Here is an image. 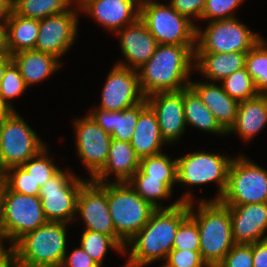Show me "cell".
<instances>
[{"mask_svg":"<svg viewBox=\"0 0 267 267\" xmlns=\"http://www.w3.org/2000/svg\"><path fill=\"white\" fill-rule=\"evenodd\" d=\"M188 216L187 202L170 209H156L144 227L126 243L124 255L128 254L129 258L123 267H146L157 260L165 262L179 225Z\"/></svg>","mask_w":267,"mask_h":267,"instance_id":"obj_1","label":"cell"},{"mask_svg":"<svg viewBox=\"0 0 267 267\" xmlns=\"http://www.w3.org/2000/svg\"><path fill=\"white\" fill-rule=\"evenodd\" d=\"M196 45H161L138 70L145 97L158 92H177L190 84Z\"/></svg>","mask_w":267,"mask_h":267,"instance_id":"obj_2","label":"cell"},{"mask_svg":"<svg viewBox=\"0 0 267 267\" xmlns=\"http://www.w3.org/2000/svg\"><path fill=\"white\" fill-rule=\"evenodd\" d=\"M189 203V215L196 221L200 253L209 267H216L235 245L229 207L220 201L198 199Z\"/></svg>","mask_w":267,"mask_h":267,"instance_id":"obj_3","label":"cell"},{"mask_svg":"<svg viewBox=\"0 0 267 267\" xmlns=\"http://www.w3.org/2000/svg\"><path fill=\"white\" fill-rule=\"evenodd\" d=\"M67 223L47 221L11 248L19 267H60L67 252Z\"/></svg>","mask_w":267,"mask_h":267,"instance_id":"obj_4","label":"cell"},{"mask_svg":"<svg viewBox=\"0 0 267 267\" xmlns=\"http://www.w3.org/2000/svg\"><path fill=\"white\" fill-rule=\"evenodd\" d=\"M107 203L117 233V243L123 249L156 210L138 195L128 182H108Z\"/></svg>","mask_w":267,"mask_h":267,"instance_id":"obj_5","label":"cell"},{"mask_svg":"<svg viewBox=\"0 0 267 267\" xmlns=\"http://www.w3.org/2000/svg\"><path fill=\"white\" fill-rule=\"evenodd\" d=\"M46 222L39 196L11 191L4 184L0 199V247H5L6 241L12 247L26 233Z\"/></svg>","mask_w":267,"mask_h":267,"instance_id":"obj_6","label":"cell"},{"mask_svg":"<svg viewBox=\"0 0 267 267\" xmlns=\"http://www.w3.org/2000/svg\"><path fill=\"white\" fill-rule=\"evenodd\" d=\"M139 18L147 26L157 44L196 45V22L179 14L169 3L141 0Z\"/></svg>","mask_w":267,"mask_h":267,"instance_id":"obj_7","label":"cell"},{"mask_svg":"<svg viewBox=\"0 0 267 267\" xmlns=\"http://www.w3.org/2000/svg\"><path fill=\"white\" fill-rule=\"evenodd\" d=\"M224 205L267 203V170L243 154L233 157L227 187L219 200Z\"/></svg>","mask_w":267,"mask_h":267,"instance_id":"obj_8","label":"cell"},{"mask_svg":"<svg viewBox=\"0 0 267 267\" xmlns=\"http://www.w3.org/2000/svg\"><path fill=\"white\" fill-rule=\"evenodd\" d=\"M261 39L237 17L214 20L203 31L197 26L195 53L248 52Z\"/></svg>","mask_w":267,"mask_h":267,"instance_id":"obj_9","label":"cell"},{"mask_svg":"<svg viewBox=\"0 0 267 267\" xmlns=\"http://www.w3.org/2000/svg\"><path fill=\"white\" fill-rule=\"evenodd\" d=\"M88 180L60 169L46 181L40 187L39 198L47 221L73 223L79 192Z\"/></svg>","mask_w":267,"mask_h":267,"instance_id":"obj_10","label":"cell"},{"mask_svg":"<svg viewBox=\"0 0 267 267\" xmlns=\"http://www.w3.org/2000/svg\"><path fill=\"white\" fill-rule=\"evenodd\" d=\"M176 159L178 184L190 187L215 182L219 193L208 201L220 200L227 187L228 169L233 158L219 153L193 151Z\"/></svg>","mask_w":267,"mask_h":267,"instance_id":"obj_11","label":"cell"},{"mask_svg":"<svg viewBox=\"0 0 267 267\" xmlns=\"http://www.w3.org/2000/svg\"><path fill=\"white\" fill-rule=\"evenodd\" d=\"M46 146L18 112L13 111L0 123V164L4 171L22 166Z\"/></svg>","mask_w":267,"mask_h":267,"instance_id":"obj_12","label":"cell"},{"mask_svg":"<svg viewBox=\"0 0 267 267\" xmlns=\"http://www.w3.org/2000/svg\"><path fill=\"white\" fill-rule=\"evenodd\" d=\"M74 129L77 155L91 180L107 161L112 137L88 113L75 119Z\"/></svg>","mask_w":267,"mask_h":267,"instance_id":"obj_13","label":"cell"},{"mask_svg":"<svg viewBox=\"0 0 267 267\" xmlns=\"http://www.w3.org/2000/svg\"><path fill=\"white\" fill-rule=\"evenodd\" d=\"M78 11L80 8L77 3L68 13L55 14L39 20L34 50L51 54L58 59L64 56L78 35Z\"/></svg>","mask_w":267,"mask_h":267,"instance_id":"obj_14","label":"cell"},{"mask_svg":"<svg viewBox=\"0 0 267 267\" xmlns=\"http://www.w3.org/2000/svg\"><path fill=\"white\" fill-rule=\"evenodd\" d=\"M146 97L141 91L138 72L115 64L106 77L101 102L97 108L122 111L131 108Z\"/></svg>","mask_w":267,"mask_h":267,"instance_id":"obj_15","label":"cell"},{"mask_svg":"<svg viewBox=\"0 0 267 267\" xmlns=\"http://www.w3.org/2000/svg\"><path fill=\"white\" fill-rule=\"evenodd\" d=\"M83 219L84 230L96 231L111 236L117 242V233L107 203V183L88 180L77 199L76 215Z\"/></svg>","mask_w":267,"mask_h":267,"instance_id":"obj_16","label":"cell"},{"mask_svg":"<svg viewBox=\"0 0 267 267\" xmlns=\"http://www.w3.org/2000/svg\"><path fill=\"white\" fill-rule=\"evenodd\" d=\"M155 112L160 134L166 144H173L185 133L184 89L177 92H158L146 97Z\"/></svg>","mask_w":267,"mask_h":267,"instance_id":"obj_17","label":"cell"},{"mask_svg":"<svg viewBox=\"0 0 267 267\" xmlns=\"http://www.w3.org/2000/svg\"><path fill=\"white\" fill-rule=\"evenodd\" d=\"M141 0H78L81 12L89 14L100 26L118 32L140 16Z\"/></svg>","mask_w":267,"mask_h":267,"instance_id":"obj_18","label":"cell"},{"mask_svg":"<svg viewBox=\"0 0 267 267\" xmlns=\"http://www.w3.org/2000/svg\"><path fill=\"white\" fill-rule=\"evenodd\" d=\"M119 45L124 55V60L117 61V65L132 70H138L155 53L157 41L148 30L144 22L138 18L134 23L120 29Z\"/></svg>","mask_w":267,"mask_h":267,"instance_id":"obj_19","label":"cell"},{"mask_svg":"<svg viewBox=\"0 0 267 267\" xmlns=\"http://www.w3.org/2000/svg\"><path fill=\"white\" fill-rule=\"evenodd\" d=\"M226 206L229 207L235 244H253L267 239V203Z\"/></svg>","mask_w":267,"mask_h":267,"instance_id":"obj_20","label":"cell"},{"mask_svg":"<svg viewBox=\"0 0 267 267\" xmlns=\"http://www.w3.org/2000/svg\"><path fill=\"white\" fill-rule=\"evenodd\" d=\"M139 164L140 158L130 142L112 139L104 167L91 180L108 183L110 180L107 177L111 175L116 179L110 182H128L139 169Z\"/></svg>","mask_w":267,"mask_h":267,"instance_id":"obj_21","label":"cell"},{"mask_svg":"<svg viewBox=\"0 0 267 267\" xmlns=\"http://www.w3.org/2000/svg\"><path fill=\"white\" fill-rule=\"evenodd\" d=\"M189 86L213 113L219 125L228 132L235 123L239 102L230 97L221 84L216 85L215 82L190 81Z\"/></svg>","mask_w":267,"mask_h":267,"instance_id":"obj_22","label":"cell"},{"mask_svg":"<svg viewBox=\"0 0 267 267\" xmlns=\"http://www.w3.org/2000/svg\"><path fill=\"white\" fill-rule=\"evenodd\" d=\"M147 105L145 99L141 103L122 111L95 108L90 110L88 114L106 133L111 135L112 139L130 142L139 114Z\"/></svg>","mask_w":267,"mask_h":267,"instance_id":"obj_23","label":"cell"},{"mask_svg":"<svg viewBox=\"0 0 267 267\" xmlns=\"http://www.w3.org/2000/svg\"><path fill=\"white\" fill-rule=\"evenodd\" d=\"M267 124V94L239 102L236 120L227 134L235 133L249 142Z\"/></svg>","mask_w":267,"mask_h":267,"instance_id":"obj_24","label":"cell"},{"mask_svg":"<svg viewBox=\"0 0 267 267\" xmlns=\"http://www.w3.org/2000/svg\"><path fill=\"white\" fill-rule=\"evenodd\" d=\"M11 57L27 87L49 78L63 64L56 56L36 50L21 51Z\"/></svg>","mask_w":267,"mask_h":267,"instance_id":"obj_25","label":"cell"},{"mask_svg":"<svg viewBox=\"0 0 267 267\" xmlns=\"http://www.w3.org/2000/svg\"><path fill=\"white\" fill-rule=\"evenodd\" d=\"M247 52L195 53L194 69L206 81L221 82L228 75L245 67Z\"/></svg>","mask_w":267,"mask_h":267,"instance_id":"obj_26","label":"cell"},{"mask_svg":"<svg viewBox=\"0 0 267 267\" xmlns=\"http://www.w3.org/2000/svg\"><path fill=\"white\" fill-rule=\"evenodd\" d=\"M130 143L140 159L161 153L167 145L161 137L157 116L149 105L140 112Z\"/></svg>","mask_w":267,"mask_h":267,"instance_id":"obj_27","label":"cell"},{"mask_svg":"<svg viewBox=\"0 0 267 267\" xmlns=\"http://www.w3.org/2000/svg\"><path fill=\"white\" fill-rule=\"evenodd\" d=\"M39 32V20L16 15L7 18V52L9 55L34 50Z\"/></svg>","mask_w":267,"mask_h":267,"instance_id":"obj_28","label":"cell"},{"mask_svg":"<svg viewBox=\"0 0 267 267\" xmlns=\"http://www.w3.org/2000/svg\"><path fill=\"white\" fill-rule=\"evenodd\" d=\"M128 183L138 195L156 209H170L176 207L181 202L190 203L195 201L192 192L188 191L179 200L165 207L163 204H159L160 202L158 201L167 200L172 196L173 191L162 182V179L148 178V175H133Z\"/></svg>","mask_w":267,"mask_h":267,"instance_id":"obj_29","label":"cell"},{"mask_svg":"<svg viewBox=\"0 0 267 267\" xmlns=\"http://www.w3.org/2000/svg\"><path fill=\"white\" fill-rule=\"evenodd\" d=\"M184 116L186 126H193L212 134L227 135L213 113L202 103L201 98L190 86L184 89Z\"/></svg>","mask_w":267,"mask_h":267,"instance_id":"obj_30","label":"cell"},{"mask_svg":"<svg viewBox=\"0 0 267 267\" xmlns=\"http://www.w3.org/2000/svg\"><path fill=\"white\" fill-rule=\"evenodd\" d=\"M78 0H13L12 11L19 16L42 20L51 15L68 13Z\"/></svg>","mask_w":267,"mask_h":267,"instance_id":"obj_31","label":"cell"},{"mask_svg":"<svg viewBox=\"0 0 267 267\" xmlns=\"http://www.w3.org/2000/svg\"><path fill=\"white\" fill-rule=\"evenodd\" d=\"M134 175H148V178L162 179L172 191L177 184V159H171L165 153H159L140 159L139 169Z\"/></svg>","mask_w":267,"mask_h":267,"instance_id":"obj_32","label":"cell"},{"mask_svg":"<svg viewBox=\"0 0 267 267\" xmlns=\"http://www.w3.org/2000/svg\"><path fill=\"white\" fill-rule=\"evenodd\" d=\"M267 42L262 38L246 55L245 68L259 94H267Z\"/></svg>","mask_w":267,"mask_h":267,"instance_id":"obj_33","label":"cell"},{"mask_svg":"<svg viewBox=\"0 0 267 267\" xmlns=\"http://www.w3.org/2000/svg\"><path fill=\"white\" fill-rule=\"evenodd\" d=\"M80 247L100 266L103 265L108 249L124 254V249L111 236L91 230L83 231Z\"/></svg>","mask_w":267,"mask_h":267,"instance_id":"obj_34","label":"cell"},{"mask_svg":"<svg viewBox=\"0 0 267 267\" xmlns=\"http://www.w3.org/2000/svg\"><path fill=\"white\" fill-rule=\"evenodd\" d=\"M219 83L225 92L238 102L253 98L259 94L252 77L245 67L228 75Z\"/></svg>","mask_w":267,"mask_h":267,"instance_id":"obj_35","label":"cell"},{"mask_svg":"<svg viewBox=\"0 0 267 267\" xmlns=\"http://www.w3.org/2000/svg\"><path fill=\"white\" fill-rule=\"evenodd\" d=\"M48 148L42 149L36 156L28 159L22 167L31 175L40 187L55 175L60 168L48 156Z\"/></svg>","mask_w":267,"mask_h":267,"instance_id":"obj_36","label":"cell"},{"mask_svg":"<svg viewBox=\"0 0 267 267\" xmlns=\"http://www.w3.org/2000/svg\"><path fill=\"white\" fill-rule=\"evenodd\" d=\"M27 88L18 67L12 61L6 67L5 75L0 83V97L13 111H16L12 101L9 100L21 96Z\"/></svg>","mask_w":267,"mask_h":267,"instance_id":"obj_37","label":"cell"},{"mask_svg":"<svg viewBox=\"0 0 267 267\" xmlns=\"http://www.w3.org/2000/svg\"><path fill=\"white\" fill-rule=\"evenodd\" d=\"M3 181L11 191L39 196L40 186L36 185L31 175L22 166L8 168Z\"/></svg>","mask_w":267,"mask_h":267,"instance_id":"obj_38","label":"cell"},{"mask_svg":"<svg viewBox=\"0 0 267 267\" xmlns=\"http://www.w3.org/2000/svg\"><path fill=\"white\" fill-rule=\"evenodd\" d=\"M172 249L200 251L198 226L190 215L179 225Z\"/></svg>","mask_w":267,"mask_h":267,"instance_id":"obj_39","label":"cell"},{"mask_svg":"<svg viewBox=\"0 0 267 267\" xmlns=\"http://www.w3.org/2000/svg\"><path fill=\"white\" fill-rule=\"evenodd\" d=\"M245 0H206L201 20H223L236 18L233 12Z\"/></svg>","mask_w":267,"mask_h":267,"instance_id":"obj_40","label":"cell"},{"mask_svg":"<svg viewBox=\"0 0 267 267\" xmlns=\"http://www.w3.org/2000/svg\"><path fill=\"white\" fill-rule=\"evenodd\" d=\"M164 265L160 267H209L200 251L172 249Z\"/></svg>","mask_w":267,"mask_h":267,"instance_id":"obj_41","label":"cell"},{"mask_svg":"<svg viewBox=\"0 0 267 267\" xmlns=\"http://www.w3.org/2000/svg\"><path fill=\"white\" fill-rule=\"evenodd\" d=\"M216 267H253L252 244H235Z\"/></svg>","mask_w":267,"mask_h":267,"instance_id":"obj_42","label":"cell"},{"mask_svg":"<svg viewBox=\"0 0 267 267\" xmlns=\"http://www.w3.org/2000/svg\"><path fill=\"white\" fill-rule=\"evenodd\" d=\"M169 4L181 15L186 16L191 21L201 20L206 0H168Z\"/></svg>","mask_w":267,"mask_h":267,"instance_id":"obj_43","label":"cell"},{"mask_svg":"<svg viewBox=\"0 0 267 267\" xmlns=\"http://www.w3.org/2000/svg\"><path fill=\"white\" fill-rule=\"evenodd\" d=\"M60 267H102L93 260L80 246L69 255L66 253Z\"/></svg>","mask_w":267,"mask_h":267,"instance_id":"obj_44","label":"cell"},{"mask_svg":"<svg viewBox=\"0 0 267 267\" xmlns=\"http://www.w3.org/2000/svg\"><path fill=\"white\" fill-rule=\"evenodd\" d=\"M253 267H267V239L252 244Z\"/></svg>","mask_w":267,"mask_h":267,"instance_id":"obj_45","label":"cell"},{"mask_svg":"<svg viewBox=\"0 0 267 267\" xmlns=\"http://www.w3.org/2000/svg\"><path fill=\"white\" fill-rule=\"evenodd\" d=\"M0 267H19L15 251L11 247H0Z\"/></svg>","mask_w":267,"mask_h":267,"instance_id":"obj_46","label":"cell"},{"mask_svg":"<svg viewBox=\"0 0 267 267\" xmlns=\"http://www.w3.org/2000/svg\"><path fill=\"white\" fill-rule=\"evenodd\" d=\"M0 53L7 52V18H0Z\"/></svg>","mask_w":267,"mask_h":267,"instance_id":"obj_47","label":"cell"},{"mask_svg":"<svg viewBox=\"0 0 267 267\" xmlns=\"http://www.w3.org/2000/svg\"><path fill=\"white\" fill-rule=\"evenodd\" d=\"M13 0H0V18H8L12 12Z\"/></svg>","mask_w":267,"mask_h":267,"instance_id":"obj_48","label":"cell"},{"mask_svg":"<svg viewBox=\"0 0 267 267\" xmlns=\"http://www.w3.org/2000/svg\"><path fill=\"white\" fill-rule=\"evenodd\" d=\"M12 62V57L8 53H0V83L5 75L6 67Z\"/></svg>","mask_w":267,"mask_h":267,"instance_id":"obj_49","label":"cell"},{"mask_svg":"<svg viewBox=\"0 0 267 267\" xmlns=\"http://www.w3.org/2000/svg\"><path fill=\"white\" fill-rule=\"evenodd\" d=\"M12 112L13 110L0 97V123L4 119H6Z\"/></svg>","mask_w":267,"mask_h":267,"instance_id":"obj_50","label":"cell"},{"mask_svg":"<svg viewBox=\"0 0 267 267\" xmlns=\"http://www.w3.org/2000/svg\"><path fill=\"white\" fill-rule=\"evenodd\" d=\"M4 174H5V171L0 164V179H4Z\"/></svg>","mask_w":267,"mask_h":267,"instance_id":"obj_51","label":"cell"},{"mask_svg":"<svg viewBox=\"0 0 267 267\" xmlns=\"http://www.w3.org/2000/svg\"><path fill=\"white\" fill-rule=\"evenodd\" d=\"M3 186H4V181L3 179H0V199H1V192H2Z\"/></svg>","mask_w":267,"mask_h":267,"instance_id":"obj_52","label":"cell"}]
</instances>
